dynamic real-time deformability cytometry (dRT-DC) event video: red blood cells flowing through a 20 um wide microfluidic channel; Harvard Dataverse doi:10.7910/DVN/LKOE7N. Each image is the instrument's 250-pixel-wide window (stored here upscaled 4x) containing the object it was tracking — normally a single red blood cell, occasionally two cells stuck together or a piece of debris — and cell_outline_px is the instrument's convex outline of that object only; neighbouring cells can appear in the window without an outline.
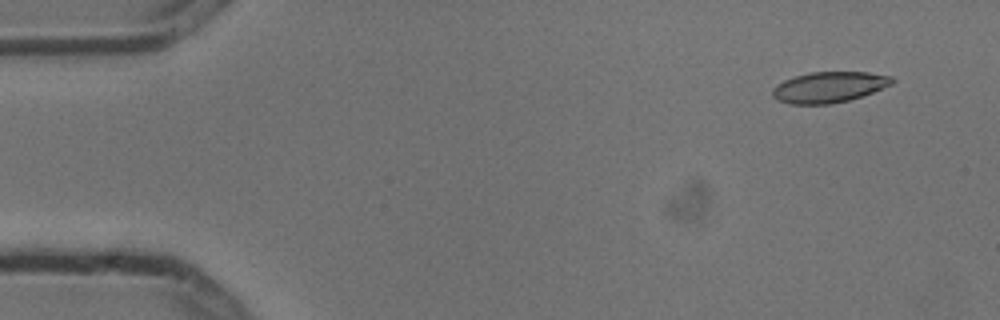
{"species": "common noctule bat (a hibernating species)", "species_latin": "Nyctalus noctula", "temperature_condition": "cold", "stored_images_in_passage": 4, "camera_frame_rate_fps": 3000, "um_per_image_px": 0.085, "animal": {"sex": "male", "body_mass_g": 13.3}, "frame": {"image": 1, "passage_image": 1, "time_ms": 0.0, "image_size_px": [1000, 320], "cell_outline_px": [[896, 80], [892, 84], [872, 92], [848, 100], [828, 104], [792, 104], [776, 100], [772, 96], [772, 88], [776, 84], [784, 80], [808, 72], [868, 72], [892, 76]], "centroid_in_image_um": [70.44, 7.4], "position_along_channel_um": 14.6, "area_um2": 21.44}}
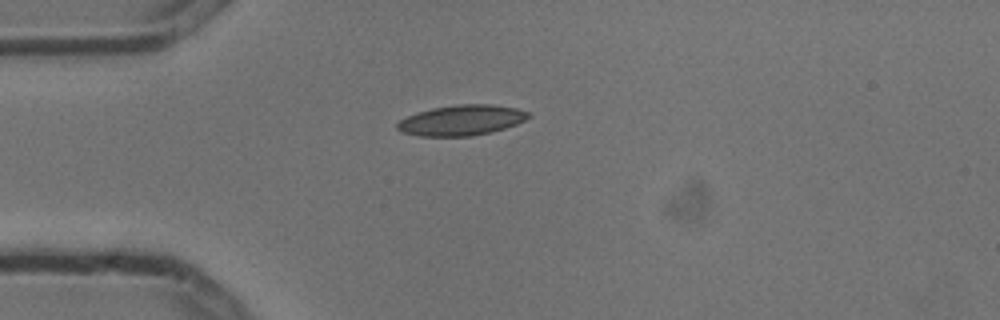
{"frame": {"image": 2, "passage_image": 4, "time_ms": 1.0, "image_size_px": [1000, 320], "cell_outline_px": [[532, 116], [516, 124], [492, 132], [472, 136], [420, 136], [400, 132], [396, 128], [396, 124], [400, 120], [416, 112], [432, 108], [456, 104], [492, 104], [516, 108], [532, 112]], "centroid_in_image_um": [39.24, 10.21], "position_along_channel_um": 45.8, "area_um2": 23.47}}